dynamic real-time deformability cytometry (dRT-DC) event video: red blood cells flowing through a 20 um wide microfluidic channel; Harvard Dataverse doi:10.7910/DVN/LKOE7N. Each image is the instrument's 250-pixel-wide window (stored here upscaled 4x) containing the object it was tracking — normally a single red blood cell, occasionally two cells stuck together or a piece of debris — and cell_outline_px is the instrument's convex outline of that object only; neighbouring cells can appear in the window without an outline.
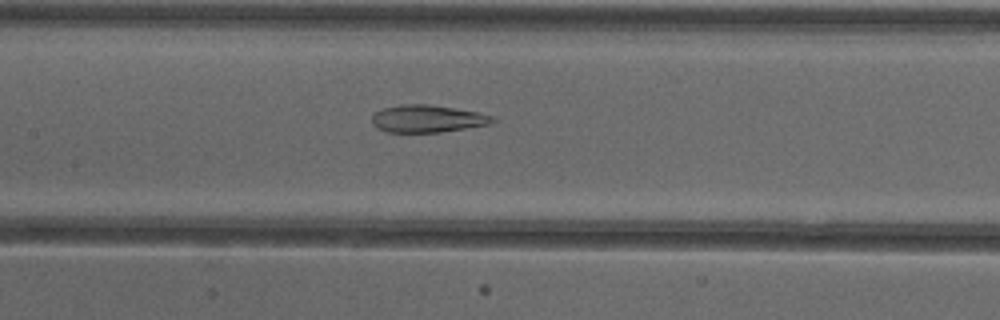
{"species": "common noctule bat (a hibernating species)", "species_latin": "Nyctalus noctula", "temperature_condition": "cold", "stored_images_in_passage": 47, "camera_frame_rate_fps": 3000, "um_per_image_px": 0.085, "animal": {"sex": "female"}, "frame": {"image": 1, "passage_image": 24, "time_ms": 7.667, "image_size_px": [1000, 320], "cell_outline_px": [[496, 120], [488, 124], [440, 132], [388, 132], [376, 128], [372, 124], [372, 116], [376, 112], [384, 108], [400, 104], [428, 104], [456, 108], [476, 112], [492, 116]], "centroid_in_image_um": [36.28, 10.08], "position_along_channel_um": 171.1, "area_um2": 19.07}}
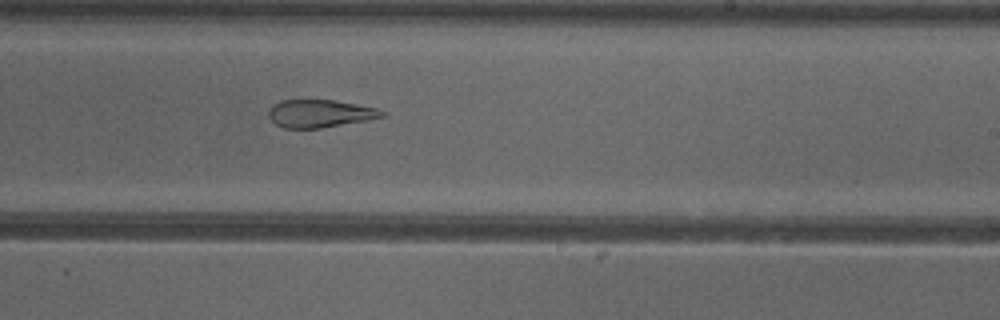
{"frame": {"image": 2, "passage_image": 31, "time_ms": 10.0, "image_size_px": [1000, 320], "cell_outline_px": [[384, 116], [364, 120], [320, 128], [284, 128], [276, 124], [268, 116], [268, 108], [272, 104], [280, 100], [332, 100], [356, 104], [376, 108], [384, 112]], "centroid_in_image_um": [27.11, 9.64], "position_along_channel_um": 261.9, "area_um2": 18.09}}
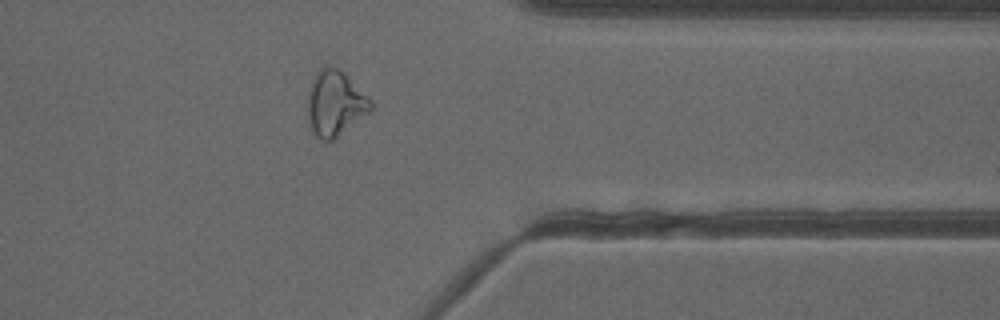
{"frame": {"image": 3, "passage_image": 41, "time_ms": 13.333, "image_size_px": [1000, 320], "cell_outline_px": [[372, 112], [332, 140], [320, 140], [312, 132], [308, 124], [308, 92], [312, 80], [316, 72], [324, 64], [336, 68], [368, 96], [372, 100]], "centroid_in_image_um": [28.47, 8.82], "position_along_channel_um": 382.9, "area_um2": 23.99}}